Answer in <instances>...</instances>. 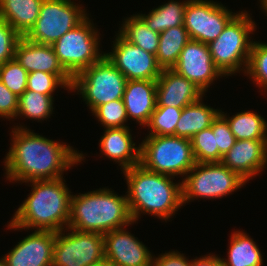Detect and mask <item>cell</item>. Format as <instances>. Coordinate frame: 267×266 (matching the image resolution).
Segmentation results:
<instances>
[{"mask_svg":"<svg viewBox=\"0 0 267 266\" xmlns=\"http://www.w3.org/2000/svg\"><path fill=\"white\" fill-rule=\"evenodd\" d=\"M91 21L88 16L52 44L59 63L72 78L98 62L105 54L99 51L100 32Z\"/></svg>","mask_w":267,"mask_h":266,"instance_id":"obj_9","label":"cell"},{"mask_svg":"<svg viewBox=\"0 0 267 266\" xmlns=\"http://www.w3.org/2000/svg\"><path fill=\"white\" fill-rule=\"evenodd\" d=\"M54 98L39 92L26 90L18 97L17 116L38 122L50 118L53 111Z\"/></svg>","mask_w":267,"mask_h":266,"instance_id":"obj_29","label":"cell"},{"mask_svg":"<svg viewBox=\"0 0 267 266\" xmlns=\"http://www.w3.org/2000/svg\"><path fill=\"white\" fill-rule=\"evenodd\" d=\"M103 259L104 234L69 227L56 232L52 266H92Z\"/></svg>","mask_w":267,"mask_h":266,"instance_id":"obj_11","label":"cell"},{"mask_svg":"<svg viewBox=\"0 0 267 266\" xmlns=\"http://www.w3.org/2000/svg\"><path fill=\"white\" fill-rule=\"evenodd\" d=\"M127 182L128 207L133 222L143 213L169 220L183 205L182 182L175 177L159 174L141 164L122 171Z\"/></svg>","mask_w":267,"mask_h":266,"instance_id":"obj_3","label":"cell"},{"mask_svg":"<svg viewBox=\"0 0 267 266\" xmlns=\"http://www.w3.org/2000/svg\"><path fill=\"white\" fill-rule=\"evenodd\" d=\"M203 95L205 93L198 86L172 69H163L156 80V106L183 109Z\"/></svg>","mask_w":267,"mask_h":266,"instance_id":"obj_18","label":"cell"},{"mask_svg":"<svg viewBox=\"0 0 267 266\" xmlns=\"http://www.w3.org/2000/svg\"><path fill=\"white\" fill-rule=\"evenodd\" d=\"M190 266H223V264L221 257L212 253L191 259Z\"/></svg>","mask_w":267,"mask_h":266,"instance_id":"obj_40","label":"cell"},{"mask_svg":"<svg viewBox=\"0 0 267 266\" xmlns=\"http://www.w3.org/2000/svg\"><path fill=\"white\" fill-rule=\"evenodd\" d=\"M118 33L131 44H134L144 51L157 54L160 33L154 32L136 14L124 18Z\"/></svg>","mask_w":267,"mask_h":266,"instance_id":"obj_28","label":"cell"},{"mask_svg":"<svg viewBox=\"0 0 267 266\" xmlns=\"http://www.w3.org/2000/svg\"><path fill=\"white\" fill-rule=\"evenodd\" d=\"M125 228L104 234L105 259L115 266H152L153 254Z\"/></svg>","mask_w":267,"mask_h":266,"instance_id":"obj_15","label":"cell"},{"mask_svg":"<svg viewBox=\"0 0 267 266\" xmlns=\"http://www.w3.org/2000/svg\"><path fill=\"white\" fill-rule=\"evenodd\" d=\"M140 145V164L153 172L185 177L196 164L191 139L147 135Z\"/></svg>","mask_w":267,"mask_h":266,"instance_id":"obj_6","label":"cell"},{"mask_svg":"<svg viewBox=\"0 0 267 266\" xmlns=\"http://www.w3.org/2000/svg\"><path fill=\"white\" fill-rule=\"evenodd\" d=\"M153 256L152 266H190L191 260H188L183 253L170 251L162 253L158 257Z\"/></svg>","mask_w":267,"mask_h":266,"instance_id":"obj_39","label":"cell"},{"mask_svg":"<svg viewBox=\"0 0 267 266\" xmlns=\"http://www.w3.org/2000/svg\"><path fill=\"white\" fill-rule=\"evenodd\" d=\"M112 52H105L110 62L127 78V80H157L162 72L156 55L131 44L116 33Z\"/></svg>","mask_w":267,"mask_h":266,"instance_id":"obj_13","label":"cell"},{"mask_svg":"<svg viewBox=\"0 0 267 266\" xmlns=\"http://www.w3.org/2000/svg\"><path fill=\"white\" fill-rule=\"evenodd\" d=\"M261 4V9H263V12L266 13L265 16H267V0H259Z\"/></svg>","mask_w":267,"mask_h":266,"instance_id":"obj_42","label":"cell"},{"mask_svg":"<svg viewBox=\"0 0 267 266\" xmlns=\"http://www.w3.org/2000/svg\"><path fill=\"white\" fill-rule=\"evenodd\" d=\"M92 113L104 129L129 127L125 124L128 122V116L123 99L101 104Z\"/></svg>","mask_w":267,"mask_h":266,"instance_id":"obj_34","label":"cell"},{"mask_svg":"<svg viewBox=\"0 0 267 266\" xmlns=\"http://www.w3.org/2000/svg\"><path fill=\"white\" fill-rule=\"evenodd\" d=\"M182 109L172 106H156V109L151 114L148 123L145 125L150 129L149 134L152 136L174 135L175 128L179 118L181 117Z\"/></svg>","mask_w":267,"mask_h":266,"instance_id":"obj_30","label":"cell"},{"mask_svg":"<svg viewBox=\"0 0 267 266\" xmlns=\"http://www.w3.org/2000/svg\"><path fill=\"white\" fill-rule=\"evenodd\" d=\"M56 232L35 230L3 257L7 266H52Z\"/></svg>","mask_w":267,"mask_h":266,"instance_id":"obj_16","label":"cell"},{"mask_svg":"<svg viewBox=\"0 0 267 266\" xmlns=\"http://www.w3.org/2000/svg\"><path fill=\"white\" fill-rule=\"evenodd\" d=\"M237 14L213 0H188L183 25L192 40L208 44L218 38Z\"/></svg>","mask_w":267,"mask_h":266,"instance_id":"obj_12","label":"cell"},{"mask_svg":"<svg viewBox=\"0 0 267 266\" xmlns=\"http://www.w3.org/2000/svg\"><path fill=\"white\" fill-rule=\"evenodd\" d=\"M221 163L248 182L267 167V140H236Z\"/></svg>","mask_w":267,"mask_h":266,"instance_id":"obj_17","label":"cell"},{"mask_svg":"<svg viewBox=\"0 0 267 266\" xmlns=\"http://www.w3.org/2000/svg\"><path fill=\"white\" fill-rule=\"evenodd\" d=\"M245 74L267 91V43L253 41Z\"/></svg>","mask_w":267,"mask_h":266,"instance_id":"obj_32","label":"cell"},{"mask_svg":"<svg viewBox=\"0 0 267 266\" xmlns=\"http://www.w3.org/2000/svg\"><path fill=\"white\" fill-rule=\"evenodd\" d=\"M192 151L196 163L221 162L218 146L212 128H206L191 138Z\"/></svg>","mask_w":267,"mask_h":266,"instance_id":"obj_33","label":"cell"},{"mask_svg":"<svg viewBox=\"0 0 267 266\" xmlns=\"http://www.w3.org/2000/svg\"><path fill=\"white\" fill-rule=\"evenodd\" d=\"M21 35L5 20L0 19V66L14 59Z\"/></svg>","mask_w":267,"mask_h":266,"instance_id":"obj_36","label":"cell"},{"mask_svg":"<svg viewBox=\"0 0 267 266\" xmlns=\"http://www.w3.org/2000/svg\"><path fill=\"white\" fill-rule=\"evenodd\" d=\"M18 110V96L0 81V117L14 119Z\"/></svg>","mask_w":267,"mask_h":266,"instance_id":"obj_38","label":"cell"},{"mask_svg":"<svg viewBox=\"0 0 267 266\" xmlns=\"http://www.w3.org/2000/svg\"><path fill=\"white\" fill-rule=\"evenodd\" d=\"M132 139L130 127L105 128L99 141L100 152L119 163L121 171L129 169L140 164V145Z\"/></svg>","mask_w":267,"mask_h":266,"instance_id":"obj_19","label":"cell"},{"mask_svg":"<svg viewBox=\"0 0 267 266\" xmlns=\"http://www.w3.org/2000/svg\"><path fill=\"white\" fill-rule=\"evenodd\" d=\"M88 16L85 8L74 1L44 0L35 25L24 37L31 42L52 45Z\"/></svg>","mask_w":267,"mask_h":266,"instance_id":"obj_10","label":"cell"},{"mask_svg":"<svg viewBox=\"0 0 267 266\" xmlns=\"http://www.w3.org/2000/svg\"><path fill=\"white\" fill-rule=\"evenodd\" d=\"M64 178L33 180L32 189L15 211L8 229H30L58 232L68 227L71 191Z\"/></svg>","mask_w":267,"mask_h":266,"instance_id":"obj_2","label":"cell"},{"mask_svg":"<svg viewBox=\"0 0 267 266\" xmlns=\"http://www.w3.org/2000/svg\"><path fill=\"white\" fill-rule=\"evenodd\" d=\"M256 27L250 14L246 10L241 11L217 39L207 44L214 64L225 77L237 72L245 74L253 43L250 34L255 32Z\"/></svg>","mask_w":267,"mask_h":266,"instance_id":"obj_5","label":"cell"},{"mask_svg":"<svg viewBox=\"0 0 267 266\" xmlns=\"http://www.w3.org/2000/svg\"><path fill=\"white\" fill-rule=\"evenodd\" d=\"M172 70L193 82L204 93L214 80L225 77L214 64L208 45L192 39L181 51Z\"/></svg>","mask_w":267,"mask_h":266,"instance_id":"obj_14","label":"cell"},{"mask_svg":"<svg viewBox=\"0 0 267 266\" xmlns=\"http://www.w3.org/2000/svg\"><path fill=\"white\" fill-rule=\"evenodd\" d=\"M202 98L182 109L175 136L191 139L196 133L209 128L218 117L220 110L207 106Z\"/></svg>","mask_w":267,"mask_h":266,"instance_id":"obj_23","label":"cell"},{"mask_svg":"<svg viewBox=\"0 0 267 266\" xmlns=\"http://www.w3.org/2000/svg\"><path fill=\"white\" fill-rule=\"evenodd\" d=\"M127 78L104 55L73 78L71 92L83 98L93 112L101 104L123 99Z\"/></svg>","mask_w":267,"mask_h":266,"instance_id":"obj_7","label":"cell"},{"mask_svg":"<svg viewBox=\"0 0 267 266\" xmlns=\"http://www.w3.org/2000/svg\"><path fill=\"white\" fill-rule=\"evenodd\" d=\"M187 3L188 0L182 2L170 0L168 3L153 8L149 14L137 13V15L150 29L161 33L171 27L183 25Z\"/></svg>","mask_w":267,"mask_h":266,"instance_id":"obj_27","label":"cell"},{"mask_svg":"<svg viewBox=\"0 0 267 266\" xmlns=\"http://www.w3.org/2000/svg\"><path fill=\"white\" fill-rule=\"evenodd\" d=\"M123 101L128 120L145 127L157 105L156 80H127Z\"/></svg>","mask_w":267,"mask_h":266,"instance_id":"obj_20","label":"cell"},{"mask_svg":"<svg viewBox=\"0 0 267 266\" xmlns=\"http://www.w3.org/2000/svg\"><path fill=\"white\" fill-rule=\"evenodd\" d=\"M215 136L219 154L224 156L236 142L227 121L219 114L210 126Z\"/></svg>","mask_w":267,"mask_h":266,"instance_id":"obj_37","label":"cell"},{"mask_svg":"<svg viewBox=\"0 0 267 266\" xmlns=\"http://www.w3.org/2000/svg\"><path fill=\"white\" fill-rule=\"evenodd\" d=\"M11 129V145L3 162L9 182L59 179L85 158L72 146L43 137L23 125Z\"/></svg>","mask_w":267,"mask_h":266,"instance_id":"obj_1","label":"cell"},{"mask_svg":"<svg viewBox=\"0 0 267 266\" xmlns=\"http://www.w3.org/2000/svg\"><path fill=\"white\" fill-rule=\"evenodd\" d=\"M44 0H0V19L8 22L21 36L35 25Z\"/></svg>","mask_w":267,"mask_h":266,"instance_id":"obj_22","label":"cell"},{"mask_svg":"<svg viewBox=\"0 0 267 266\" xmlns=\"http://www.w3.org/2000/svg\"><path fill=\"white\" fill-rule=\"evenodd\" d=\"M190 39L184 25L171 27L160 33L156 59L162 70L172 69L176 65L181 51Z\"/></svg>","mask_w":267,"mask_h":266,"instance_id":"obj_26","label":"cell"},{"mask_svg":"<svg viewBox=\"0 0 267 266\" xmlns=\"http://www.w3.org/2000/svg\"><path fill=\"white\" fill-rule=\"evenodd\" d=\"M0 266H7V263H6L5 259L3 258V256L0 259Z\"/></svg>","mask_w":267,"mask_h":266,"instance_id":"obj_43","label":"cell"},{"mask_svg":"<svg viewBox=\"0 0 267 266\" xmlns=\"http://www.w3.org/2000/svg\"><path fill=\"white\" fill-rule=\"evenodd\" d=\"M73 85V78L70 75H54L42 71L28 73L27 89L49 96L54 95L58 87L70 91Z\"/></svg>","mask_w":267,"mask_h":266,"instance_id":"obj_31","label":"cell"},{"mask_svg":"<svg viewBox=\"0 0 267 266\" xmlns=\"http://www.w3.org/2000/svg\"><path fill=\"white\" fill-rule=\"evenodd\" d=\"M14 58L28 72L69 75L58 61L52 45L31 42L24 36L17 43Z\"/></svg>","mask_w":267,"mask_h":266,"instance_id":"obj_21","label":"cell"},{"mask_svg":"<svg viewBox=\"0 0 267 266\" xmlns=\"http://www.w3.org/2000/svg\"><path fill=\"white\" fill-rule=\"evenodd\" d=\"M230 239L228 258H221L223 266H263L260 249L246 232L234 231Z\"/></svg>","mask_w":267,"mask_h":266,"instance_id":"obj_24","label":"cell"},{"mask_svg":"<svg viewBox=\"0 0 267 266\" xmlns=\"http://www.w3.org/2000/svg\"><path fill=\"white\" fill-rule=\"evenodd\" d=\"M28 72L14 58L0 66V81L18 97L27 89Z\"/></svg>","mask_w":267,"mask_h":266,"instance_id":"obj_35","label":"cell"},{"mask_svg":"<svg viewBox=\"0 0 267 266\" xmlns=\"http://www.w3.org/2000/svg\"><path fill=\"white\" fill-rule=\"evenodd\" d=\"M220 110L236 140H267V122L253 111L238 112L232 117Z\"/></svg>","mask_w":267,"mask_h":266,"instance_id":"obj_25","label":"cell"},{"mask_svg":"<svg viewBox=\"0 0 267 266\" xmlns=\"http://www.w3.org/2000/svg\"><path fill=\"white\" fill-rule=\"evenodd\" d=\"M92 266H115V265L113 263H111L109 260L103 259V260L99 261L98 263H95Z\"/></svg>","mask_w":267,"mask_h":266,"instance_id":"obj_41","label":"cell"},{"mask_svg":"<svg viewBox=\"0 0 267 266\" xmlns=\"http://www.w3.org/2000/svg\"><path fill=\"white\" fill-rule=\"evenodd\" d=\"M246 183L221 162L196 163L182 180V202L185 205L198 198H223Z\"/></svg>","mask_w":267,"mask_h":266,"instance_id":"obj_8","label":"cell"},{"mask_svg":"<svg viewBox=\"0 0 267 266\" xmlns=\"http://www.w3.org/2000/svg\"><path fill=\"white\" fill-rule=\"evenodd\" d=\"M118 195L105 187L72 195L68 227L81 232L106 234L134 224L127 194Z\"/></svg>","mask_w":267,"mask_h":266,"instance_id":"obj_4","label":"cell"}]
</instances>
